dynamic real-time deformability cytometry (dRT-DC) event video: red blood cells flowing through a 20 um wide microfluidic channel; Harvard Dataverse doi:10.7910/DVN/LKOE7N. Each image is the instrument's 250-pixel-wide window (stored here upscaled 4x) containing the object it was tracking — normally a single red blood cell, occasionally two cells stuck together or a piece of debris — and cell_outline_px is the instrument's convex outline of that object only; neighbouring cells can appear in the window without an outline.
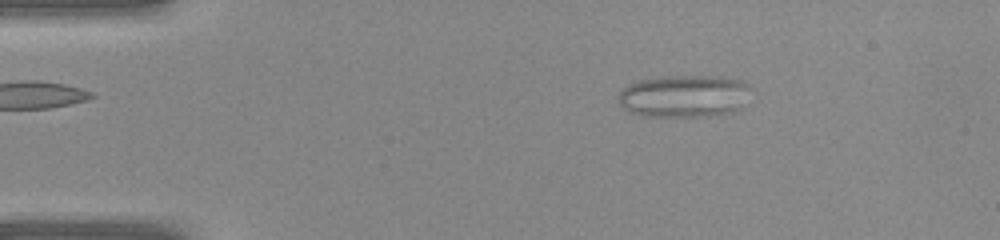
{"species": "common noctule bat (a hibernating species)", "species_latin": "Nyctalus noctula", "temperature_condition": "warm", "stored_images_in_passage": 34, "camera_frame_rate_fps": 3000, "um_per_image_px": 0.085, "animal": {"sex": "female", "body_mass_g": 22.0, "forearm_length_mm": 56.7}, "frame": {"image": 1, "passage_image": 4, "time_ms": 1.0, "image_size_px": [1000, 240], "cell_outline_px": [[748, 88], [740, 108], [736, 112], [708, 116], [644, 116], [628, 112], [616, 100], [616, 96], [628, 84], [640, 80], [668, 76], [720, 76], [740, 80], [748, 84]], "centroid_in_image_um": [58.09, 8.17], "position_along_channel_um": 26.9, "area_um2": 32.66}}
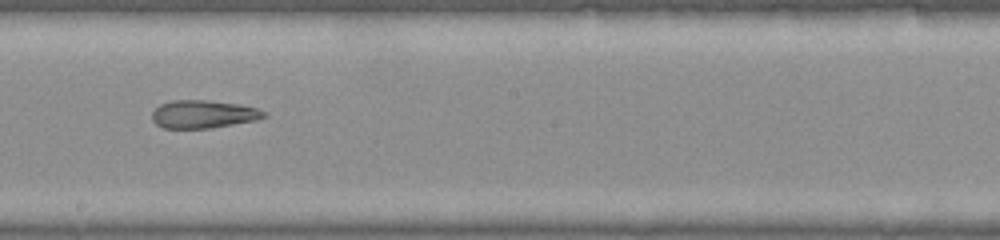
{"frame": {"image": 2, "passage_image": 20, "time_ms": 6.333, "image_size_px": [1000, 240], "cell_outline_px": [[268, 116], [256, 120], [212, 128], [164, 128], [156, 124], [152, 120], [152, 112], [160, 104], [172, 100], [208, 100], [236, 104], [256, 108], [268, 112]], "centroid_in_image_um": [17.29, 9.71], "position_along_channel_um": 230.9, "area_um2": 18.26}}
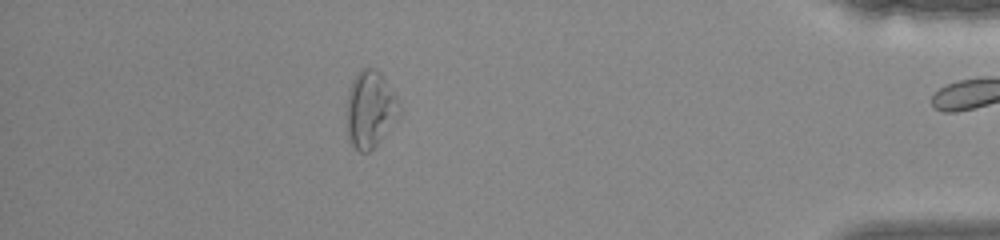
{"frame": {"image": 3, "passage_image": 33, "time_ms": 10.667, "image_size_px": [1000, 240], "cell_outline_px": [[400, 112], [396, 120], [376, 144], [368, 152], [360, 152], [348, 140], [348, 88], [352, 80], [364, 68], [372, 68], [380, 72], [396, 96], [400, 104]], "centroid_in_image_um": [31.47, 9.28], "position_along_channel_um": 403.7, "area_um2": 23.0}}